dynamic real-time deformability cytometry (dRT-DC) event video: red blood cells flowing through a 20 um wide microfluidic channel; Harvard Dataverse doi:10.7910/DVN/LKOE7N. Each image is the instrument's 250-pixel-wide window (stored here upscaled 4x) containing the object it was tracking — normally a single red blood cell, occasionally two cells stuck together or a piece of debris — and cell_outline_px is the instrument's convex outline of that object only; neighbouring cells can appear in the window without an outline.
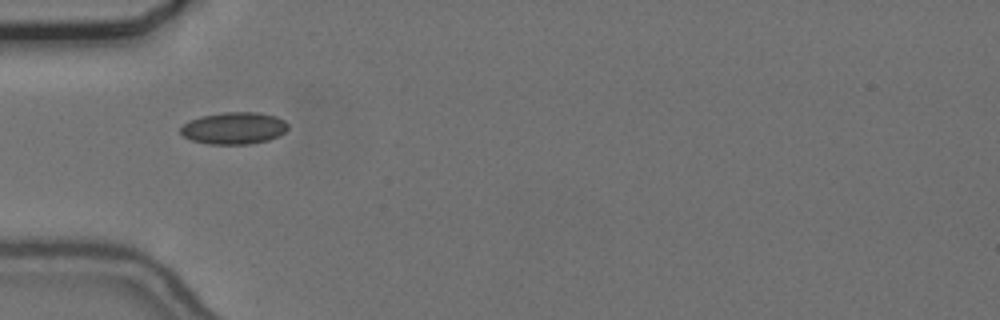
{"species": "common noctule bat (a hibernating species)", "species_latin": "Nyctalus noctula", "temperature_condition": "cold", "stored_images_in_passage": 36, "camera_frame_rate_fps": 3000, "um_per_image_px": 0.085, "animal": {"sex": "female", "body_mass_g": 24.6, "forearm_length_mm": 56.2}, "frame": {"image": 1, "passage_image": 1, "time_ms": 0.0, "image_size_px": [1000, 320], "cell_outline_px": [[288, 128], [280, 136], [268, 140], [248, 144], [208, 144], [192, 140], [184, 136], [180, 132], [180, 128], [188, 120], [200, 116], [220, 112], [260, 112], [276, 116], [284, 120], [288, 124]], "centroid_in_image_um": [19.89, 10.88], "position_along_channel_um": 65.1, "area_um2": 20.23}}
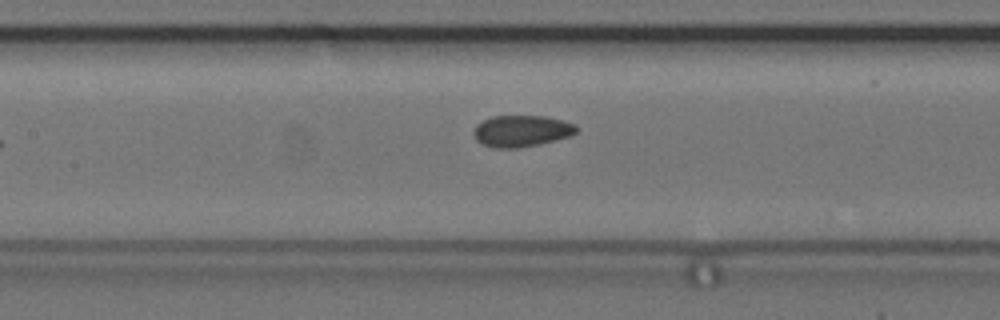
{"frame": {"image": 2, "passage_image": 9, "time_ms": 2.667, "image_size_px": [1000, 320], "cell_outline_px": [[576, 132], [572, 136], [540, 144], [516, 148], [496, 148], [484, 144], [476, 140], [476, 124], [492, 116], [544, 116], [564, 120], [576, 124]], "centroid_in_image_um": [44.39, 11.13], "position_along_channel_um": 163.0, "area_um2": 18.73}}
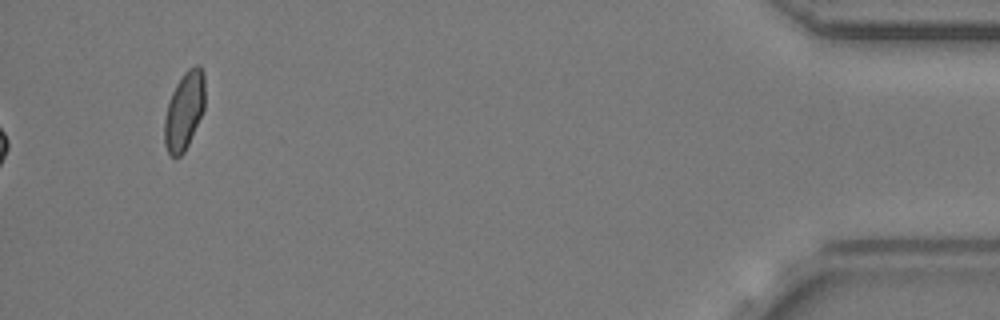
{"frame": {"image": 3, "passage_image": 36, "time_ms": 11.667, "image_size_px": [1000, 320], "cell_outline_px": [[204, 108], [188, 144], [184, 152], [176, 160], [168, 152], [164, 144], [164, 120], [168, 104], [172, 92], [176, 84], [184, 72], [188, 68], [196, 64], [200, 64], [204, 72]], "centroid_in_image_um": [15.65, 9.4], "position_along_channel_um": 419.5, "area_um2": 18.38}, "authors_computed_cell_mechanics": {"area_um2": 19.0451, "velocity_mm_per_s": 3.6904, "shape_relaxation_time_tau1_ms": null, "shape_relaxation_time_tau2_ms": 1.8615, "deformation_change_tau1": null, "deformation_change_tau2": 0.0598}}